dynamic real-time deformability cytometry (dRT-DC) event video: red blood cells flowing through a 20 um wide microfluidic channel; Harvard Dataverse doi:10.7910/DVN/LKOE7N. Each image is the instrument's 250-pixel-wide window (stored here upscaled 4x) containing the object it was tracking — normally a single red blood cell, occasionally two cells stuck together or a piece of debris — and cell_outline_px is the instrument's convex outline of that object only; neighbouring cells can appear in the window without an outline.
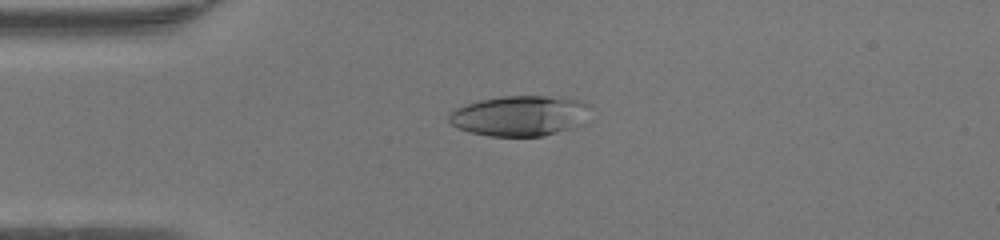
{"species": "human", "species_latin": "Homo sapiens", "temperature_condition": "warm", "stored_images_in_passage": 38, "camera_frame_rate_fps": 3000, "um_per_image_px": 0.085, "donor": {"sex": "female"}, "frame": {"image": 1, "passage_image": 2, "time_ms": 0.333, "image_size_px": [1000, 240], "cell_outline_px": [[592, 104], [580, 124], [544, 136], [488, 136], [468, 132], [456, 128], [448, 120], [448, 112], [456, 108], [480, 100], [504, 96], [544, 96], [580, 100]], "centroid_in_image_um": [44.12, 9.84], "position_along_channel_um": 40.9, "area_um2": 33.06}}
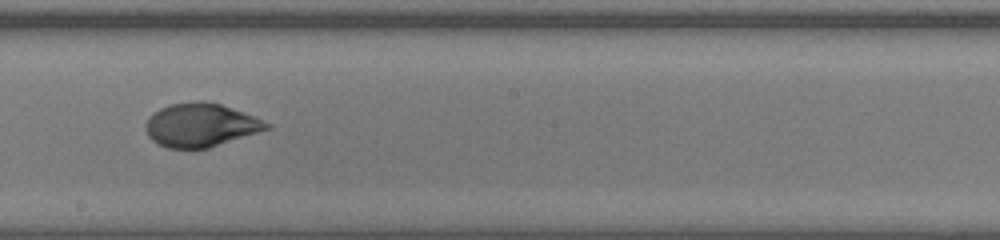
{"frame": {"image": 2, "passage_image": 17, "time_ms": 5.333, "image_size_px": [1000, 240], "cell_outline_px": [[272, 128], [208, 148], [168, 148], [156, 144], [148, 136], [148, 116], [152, 112], [160, 108], [172, 104], [200, 100], [204, 100], [220, 104], [252, 116], [272, 124]], "centroid_in_image_um": [17.06, 10.63], "position_along_channel_um": 231.1, "area_um2": 30.4}}
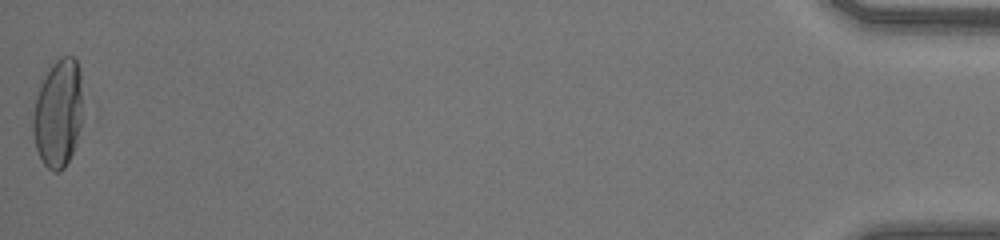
{"frame": {"image": 3, "passage_image": 38, "time_ms": 12.333, "image_size_px": [1000, 240], "cell_outline_px": [[80, 128], [72, 152], [64, 168], [60, 172], [52, 172], [44, 164], [36, 148], [32, 128], [32, 120], [36, 96], [40, 80], [52, 64], [60, 56], [72, 56], [76, 60], [80, 72]], "centroid_in_image_um": [4.9, 9.61], "position_along_channel_um": 430.3, "area_um2": 31.1}, "authors_computed_cell_mechanics": {"area_um2": 30.7207, "velocity_mm_per_s": 4.3272, "shape_relaxation_time_tau1_ms": 5.1282, "shape_relaxation_time_tau2_ms": 0.9874, "deformation_change_tau1": 0.2513, "deformation_change_tau2": 0.0463}}